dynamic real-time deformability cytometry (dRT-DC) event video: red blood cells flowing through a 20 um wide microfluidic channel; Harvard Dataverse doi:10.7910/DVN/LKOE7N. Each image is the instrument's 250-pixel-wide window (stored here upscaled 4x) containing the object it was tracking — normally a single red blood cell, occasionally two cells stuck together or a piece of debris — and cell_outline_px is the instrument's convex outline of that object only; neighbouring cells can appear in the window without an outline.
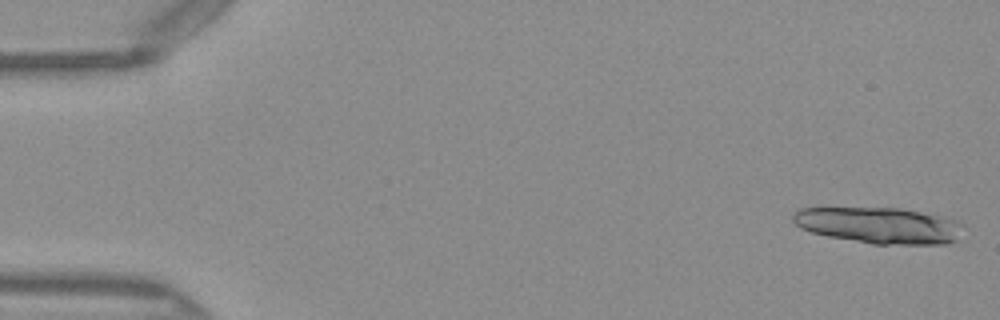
{"species": "Egyptian fruit bat (a non-hibernating species)", "species_latin": "Rousettus aegyptiacus", "temperature_condition": "warm", "stored_images_in_passage": 23, "camera_frame_rate_fps": 3000, "um_per_image_px": 0.085, "frame": {"image": 1, "passage_image": 1, "time_ms": 0.0, "image_size_px": [1000, 320], "cell_outline_px": [[964, 224], [956, 240], [948, 244], [872, 244], [828, 236], [812, 232], [800, 228], [792, 220], [792, 216], [800, 208], [900, 208], [948, 216], [960, 220]], "centroid_in_image_um": [74.8, 19.15], "position_along_channel_um": 10.2, "area_um2": 36.24}}
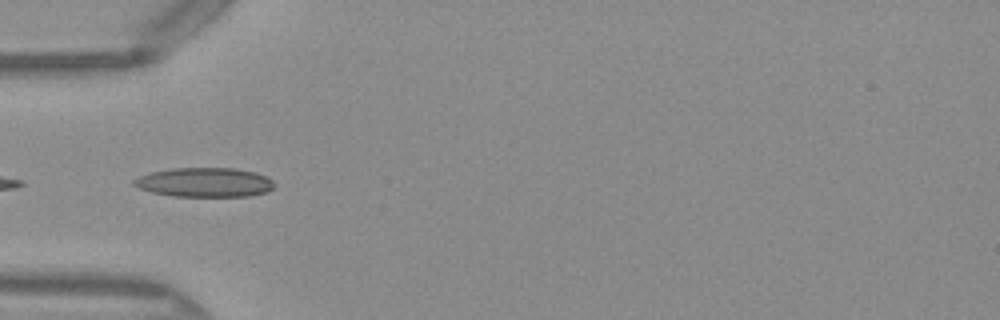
{"frame": {"image": 2, "passage_image": 16, "time_ms": 5.0, "image_size_px": [1000, 320], "cell_outline_px": [[276, 184], [268, 192], [248, 196], [172, 196], [152, 192], [140, 188], [132, 184], [132, 180], [140, 176], [152, 172], [168, 168], [232, 168], [256, 172], [272, 180]], "centroid_in_image_um": [17.39, 15.5], "position_along_channel_um": 67.6, "area_um2": 23.99}}